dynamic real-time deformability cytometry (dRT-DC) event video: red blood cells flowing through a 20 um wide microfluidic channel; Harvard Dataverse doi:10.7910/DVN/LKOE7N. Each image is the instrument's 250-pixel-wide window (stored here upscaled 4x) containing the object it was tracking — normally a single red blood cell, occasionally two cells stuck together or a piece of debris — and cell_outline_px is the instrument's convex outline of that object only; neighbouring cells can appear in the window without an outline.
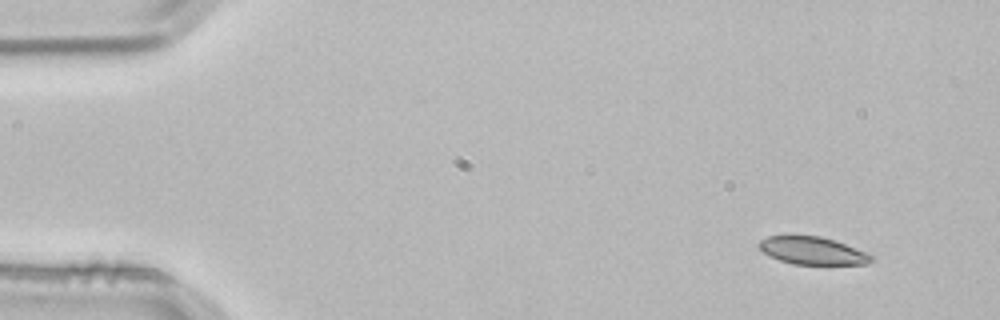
{"species": "common noctule bat (a hibernating species)", "species_latin": "Nyctalus noctula", "temperature_condition": "room temperature", "stored_images_in_passage": 3, "camera_frame_rate_fps": 3000, "um_per_image_px": 0.085, "animal": {"sex": "male", "body_mass_g": 21.5, "forearm_length_mm": 52.0}, "frame": {"image": 1, "passage_image": 1, "time_ms": 0.0, "image_size_px": [1000, 320], "cell_outline_px": [[876, 260], [868, 264], [792, 264], [780, 260], [764, 252], [756, 244], [760, 240], [768, 236], [820, 236], [844, 244], [876, 256]], "centroid_in_image_um": [69.1, 21.32], "position_along_channel_um": 15.9, "area_um2": 17.92}}
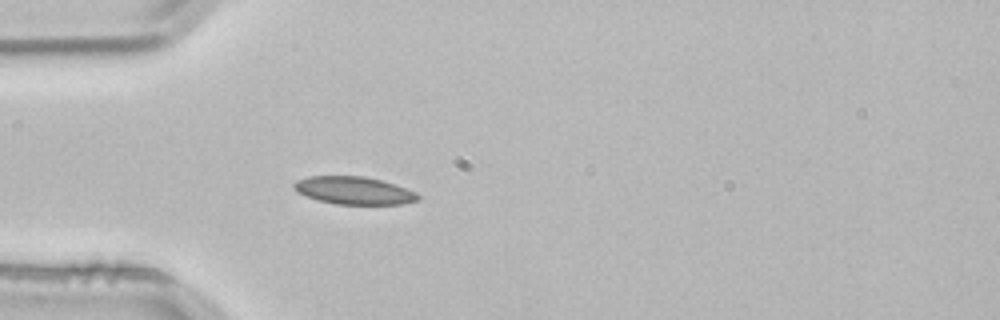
{"frame": {"image": 2, "passage_image": 3, "time_ms": 0.667, "image_size_px": [1000, 320], "cell_outline_px": [[420, 200], [404, 204], [336, 204], [320, 200], [296, 192], [292, 188], [292, 184], [296, 180], [308, 176], [364, 176], [380, 180], [416, 192], [420, 196]], "centroid_in_image_um": [30.06, 16.19], "position_along_channel_um": 54.9, "area_um2": 19.94}}